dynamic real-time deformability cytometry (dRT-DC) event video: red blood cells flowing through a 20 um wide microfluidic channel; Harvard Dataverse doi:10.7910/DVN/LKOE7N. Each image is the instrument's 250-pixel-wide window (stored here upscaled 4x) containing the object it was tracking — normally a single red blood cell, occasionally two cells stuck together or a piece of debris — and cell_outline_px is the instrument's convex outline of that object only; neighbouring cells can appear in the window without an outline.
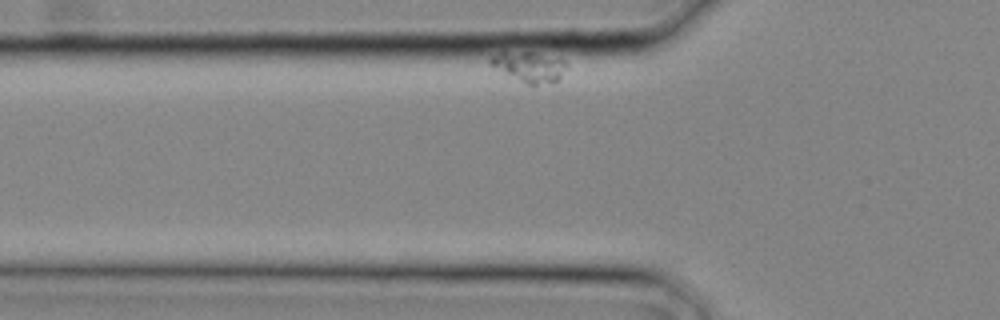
{"species": "common noctule bat (a hibernating species)", "species_latin": "Nyctalus noctula", "temperature_condition": "cold", "stored_images_in_passage": 13, "camera_frame_rate_fps": 3000, "um_per_image_px": 0.085, "animal": {"sex": "male", "body_mass_g": 20.4}, "frame": {"image": 1, "passage_image": 2, "time_ms": 0.333, "image_size_px": [1000, 320], "cell_outline_px": [[568, 68], [556, 84], [532, 88], [488, 64], [488, 60], [492, 56], [504, 52], [528, 52], [560, 56], [568, 64]], "centroid_in_image_um": [45.11, 5.74], "position_along_channel_um": 80.7, "area_um2": 14.33}}
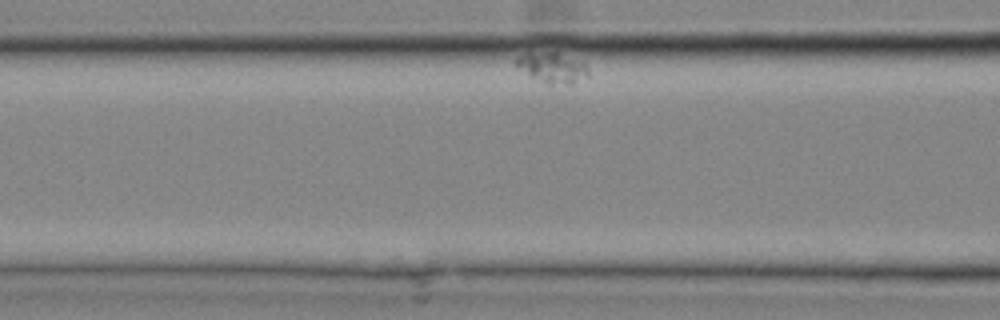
{"frame": {"image": 2, "passage_image": 5, "time_ms": 1.333, "image_size_px": [1000, 320], "cell_outline_px": [[588, 76], [572, 84], [548, 84], [516, 68], [516, 56], [528, 52], [556, 52], [584, 60], [588, 68]], "centroid_in_image_um": [46.97, 5.72], "position_along_channel_um": 119.6, "area_um2": 13.01}}